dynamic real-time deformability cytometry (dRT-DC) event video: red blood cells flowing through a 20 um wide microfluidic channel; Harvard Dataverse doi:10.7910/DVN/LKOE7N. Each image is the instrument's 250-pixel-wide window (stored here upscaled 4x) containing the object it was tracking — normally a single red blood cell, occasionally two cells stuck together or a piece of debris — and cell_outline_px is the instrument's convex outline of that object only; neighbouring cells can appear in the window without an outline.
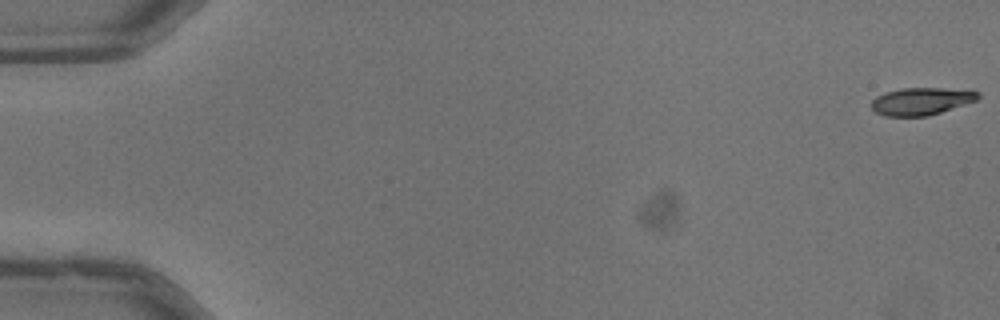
{"species": "common noctule bat (a hibernating species)", "species_latin": "Nyctalus noctula", "temperature_condition": "warm", "stored_images_in_passage": 53, "camera_frame_rate_fps": 3000, "um_per_image_px": 0.085, "animal": {"sex": "male", "body_mass_g": 13.3}, "frame": {"image": 1, "passage_image": 1, "time_ms": 0.0, "image_size_px": [1000, 320], "cell_outline_px": [[980, 96], [976, 100], [928, 116], [884, 116], [876, 112], [868, 104], [876, 96], [884, 92], [904, 88], [972, 88], [980, 92]], "centroid_in_image_um": [78.33, 8.58], "position_along_channel_um": 6.7, "area_um2": 17.34}}
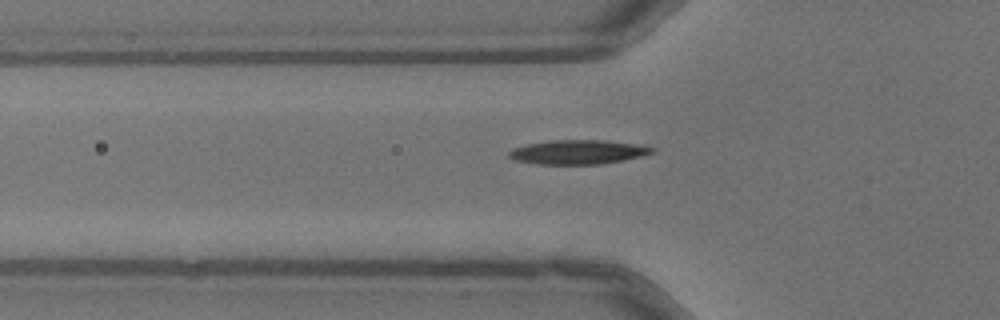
{"frame": {"image": 2, "passage_image": 19, "time_ms": 6.0, "image_size_px": [1000, 320], "cell_outline_px": [[656, 152], [644, 156], [624, 160], [600, 164], [536, 164], [516, 160], [508, 156], [508, 152], [512, 148], [528, 144], [552, 140], [604, 140], [632, 144], [656, 148]], "centroid_in_image_um": [49.14, 12.93], "position_along_channel_um": 76.7, "area_um2": 20.17}}
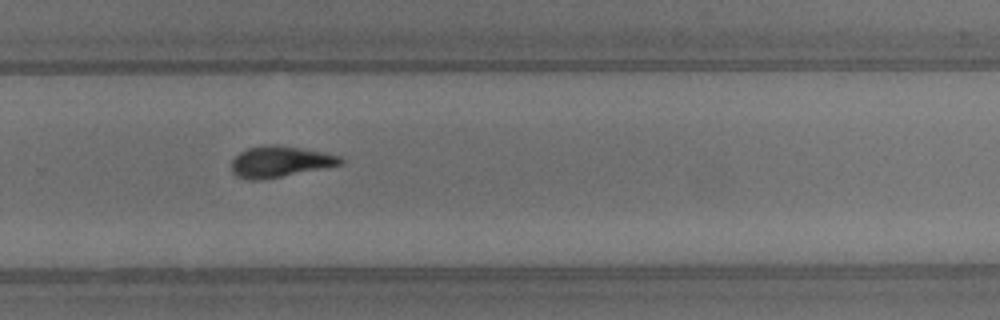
{"frame": {"image": 3, "passage_image": 36, "time_ms": 11.667, "image_size_px": [1000, 320], "cell_outline_px": [[344, 164], [260, 180], [248, 180], [236, 176], [232, 172], [232, 160], [240, 152], [248, 148], [268, 144], [272, 144], [320, 152], [340, 156], [344, 160]], "centroid_in_image_um": [23.77, 13.75], "position_along_channel_um": 306.0, "area_um2": 19.36}, "authors_computed_cell_mechanics": {"area_um2": 19.1896, "velocity_mm_per_s": 4.0412, "shape_relaxation_time_tau1_ms": 5.4793, "shape_relaxation_time_tau2_ms": 3.8694, "deformation_change_tau1": 0.202, "deformation_change_tau2": 0.1282}}